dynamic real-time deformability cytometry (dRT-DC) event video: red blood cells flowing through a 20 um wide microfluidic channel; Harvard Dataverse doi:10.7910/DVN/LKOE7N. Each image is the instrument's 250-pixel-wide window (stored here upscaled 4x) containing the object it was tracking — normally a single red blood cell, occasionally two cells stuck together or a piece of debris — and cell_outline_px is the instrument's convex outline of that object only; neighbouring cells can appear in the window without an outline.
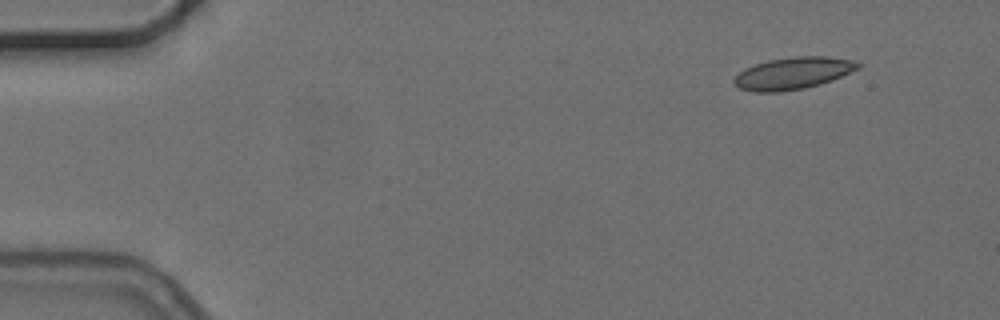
{"species": "common noctule bat (a hibernating species)", "species_latin": "Nyctalus noctula", "temperature_condition": "cold", "stored_images_in_passage": 5, "camera_frame_rate_fps": 3000, "um_per_image_px": 0.085, "animal": {"sex": "female", "body_mass_g": 24.6, "forearm_length_mm": 56.2}, "frame": {"image": 1, "passage_image": 1, "time_ms": 0.0, "image_size_px": [1000, 320], "cell_outline_px": [[860, 68], [832, 80], [820, 84], [804, 88], [780, 92], [756, 92], [740, 88], [732, 80], [744, 68], [768, 60], [792, 56], [824, 56], [852, 60], [860, 64]], "centroid_in_image_um": [67.4, 6.22], "position_along_channel_um": 17.6, "area_um2": 23.0}}
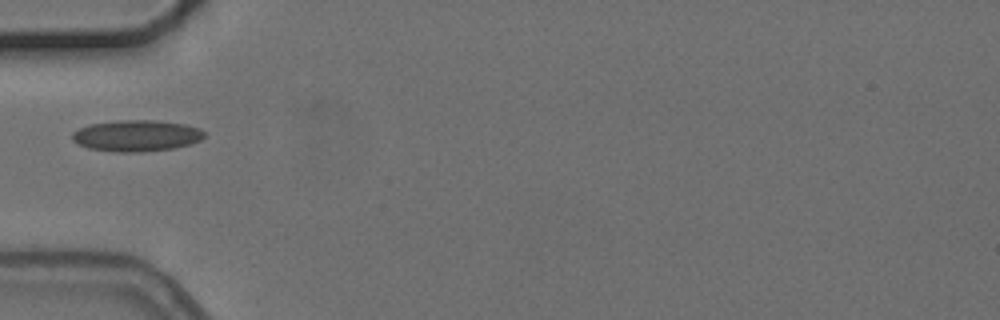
{"frame": {"image": 2, "passage_image": 4, "time_ms": 4.333, "image_size_px": [1000, 320], "cell_outline_px": [[204, 136], [200, 140], [192, 144], [172, 148], [140, 152], [116, 152], [88, 148], [72, 140], [72, 132], [88, 124], [120, 120], [156, 120], [184, 124], [200, 128], [204, 132]], "centroid_in_image_um": [11.6, 11.53], "position_along_channel_um": 73.4, "area_um2": 24.1}}
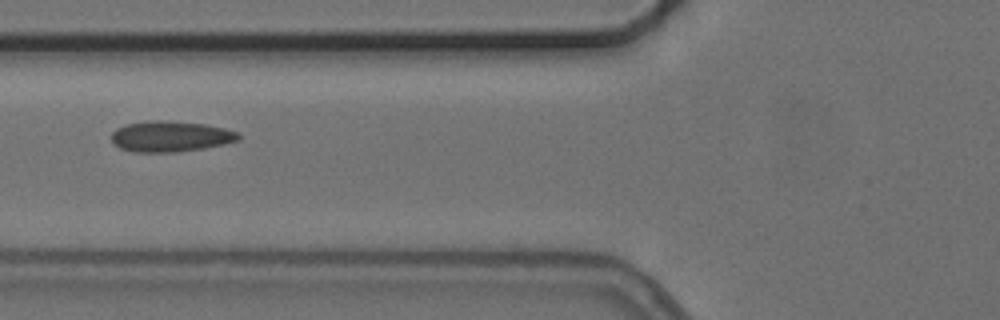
{"frame": {"image": 3, "passage_image": 5, "time_ms": 5.333, "image_size_px": [1000, 320], "cell_outline_px": [[240, 140], [224, 144], [204, 148], [176, 152], [136, 152], [120, 148], [112, 144], [112, 132], [116, 128], [128, 124], [152, 120], [160, 120], [204, 124], [224, 128], [240, 132]], "centroid_in_image_um": [14.51, 11.6], "position_along_channel_um": 111.3, "area_um2": 22.77}}